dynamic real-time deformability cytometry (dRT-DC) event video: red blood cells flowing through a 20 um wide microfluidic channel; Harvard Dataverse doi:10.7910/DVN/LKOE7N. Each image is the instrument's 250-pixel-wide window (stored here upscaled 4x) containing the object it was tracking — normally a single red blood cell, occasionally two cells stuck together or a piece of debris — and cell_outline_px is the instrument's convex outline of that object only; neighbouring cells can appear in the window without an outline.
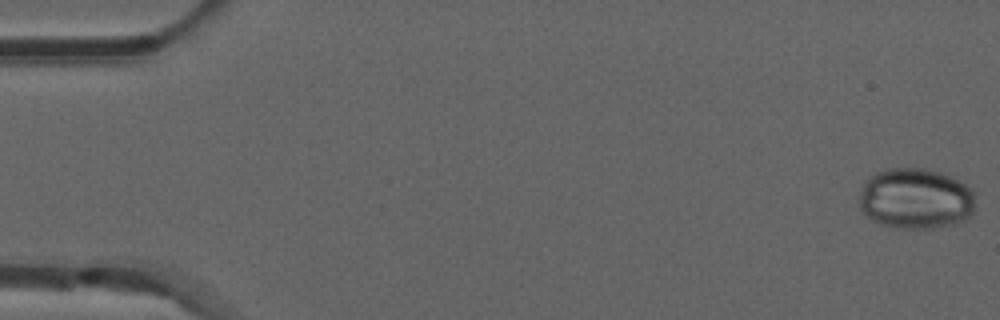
{"species": "common noctule bat (a hibernating species)", "species_latin": "Nyctalus noctula", "temperature_condition": "room temperature", "stored_images_in_passage": 5, "camera_frame_rate_fps": 3000, "um_per_image_px": 0.085, "animal": {"sex": "male", "forearm_length_mm": 52.5}, "frame": {"image": 1, "passage_image": 1, "time_ms": 0.0, "image_size_px": [1000, 320], "cell_outline_px": [[972, 212], [964, 220], [940, 228], [896, 228], [880, 224], [872, 220], [860, 208], [860, 188], [864, 180], [868, 176], [876, 172], [888, 168], [924, 168], [940, 172], [972, 188]], "centroid_in_image_um": [77.77, 16.88], "position_along_channel_um": 7.2, "area_um2": 41.1}}